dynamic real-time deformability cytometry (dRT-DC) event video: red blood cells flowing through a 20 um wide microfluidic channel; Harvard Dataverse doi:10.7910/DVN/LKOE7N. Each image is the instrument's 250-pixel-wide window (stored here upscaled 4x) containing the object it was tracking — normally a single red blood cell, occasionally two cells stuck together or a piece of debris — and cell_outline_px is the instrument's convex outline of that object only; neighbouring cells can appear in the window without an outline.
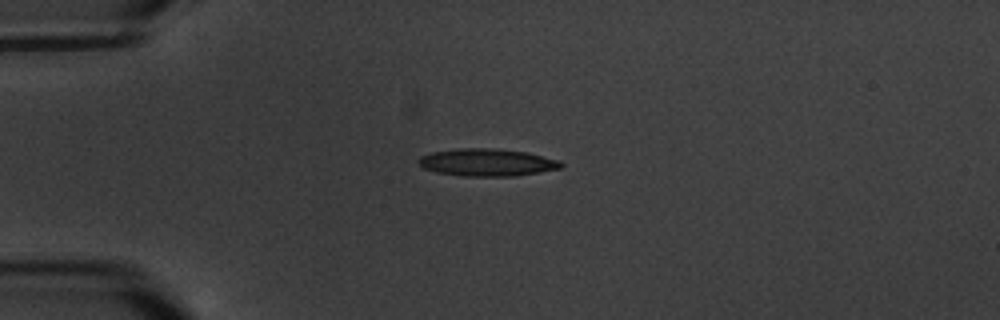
{"species": "common noctule bat (a hibernating species)", "species_latin": "Nyctalus noctula", "temperature_condition": "warm", "stored_images_in_passage": 6, "camera_frame_rate_fps": 3000, "um_per_image_px": 0.085, "animal": {"sex": "male", "body_mass_g": 20.1, "forearm_length_mm": 53.5}, "frame": {"image": 1, "passage_image": 4, "time_ms": 3.333, "image_size_px": [1000, 320], "cell_outline_px": [[564, 164], [560, 168], [540, 172], [516, 176], [464, 176], [436, 172], [424, 168], [416, 160], [420, 156], [432, 152], [460, 148], [496, 148], [528, 152], [560, 160]], "centroid_in_image_um": [41.42, 13.8], "position_along_channel_um": 43.6, "area_um2": 22.89}}